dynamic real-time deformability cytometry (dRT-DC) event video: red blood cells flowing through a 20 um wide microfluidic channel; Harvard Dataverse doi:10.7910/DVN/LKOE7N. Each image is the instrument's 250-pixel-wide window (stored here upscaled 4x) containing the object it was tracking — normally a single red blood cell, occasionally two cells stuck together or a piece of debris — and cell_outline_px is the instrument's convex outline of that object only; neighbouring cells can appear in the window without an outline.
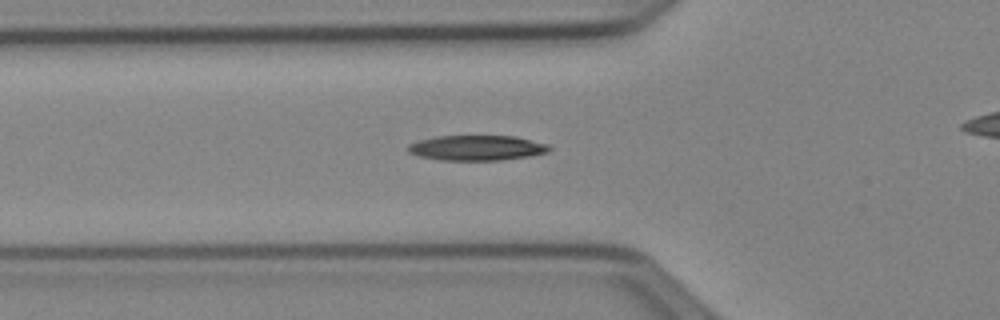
{"species": "Egyptian fruit bat (a non-hibernating species)", "species_latin": "Rousettus aegyptiacus", "temperature_condition": "cold", "stored_images_in_passage": 39, "camera_frame_rate_fps": 3000, "um_per_image_px": 0.085, "animal": {"sex": "female"}, "frame": {"image": 1, "passage_image": 12, "time_ms": 3.667, "image_size_px": [1000, 320], "cell_outline_px": [[552, 148], [548, 152], [528, 156], [500, 160], [444, 160], [420, 156], [408, 152], [408, 144], [420, 140], [436, 136], [516, 136], [548, 144]], "centroid_in_image_um": [40.55, 12.56], "position_along_channel_um": 85.2, "area_um2": 20.58}}
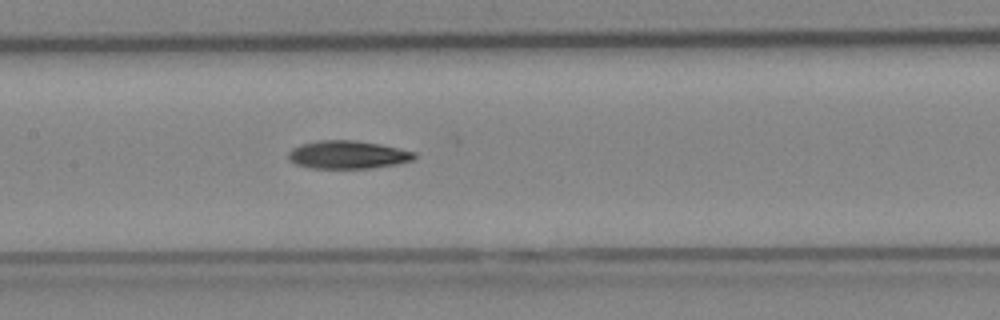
{"frame": {"image": 2, "passage_image": 19, "time_ms": 6.0, "image_size_px": [1000, 320], "cell_outline_px": [[416, 156], [412, 160], [396, 164], [368, 168], [308, 168], [296, 164], [288, 160], [288, 152], [292, 148], [300, 144], [320, 140], [356, 140], [380, 144], [416, 152]], "centroid_in_image_um": [29.52, 13.14], "position_along_channel_um": 177.9, "area_um2": 20.63}}
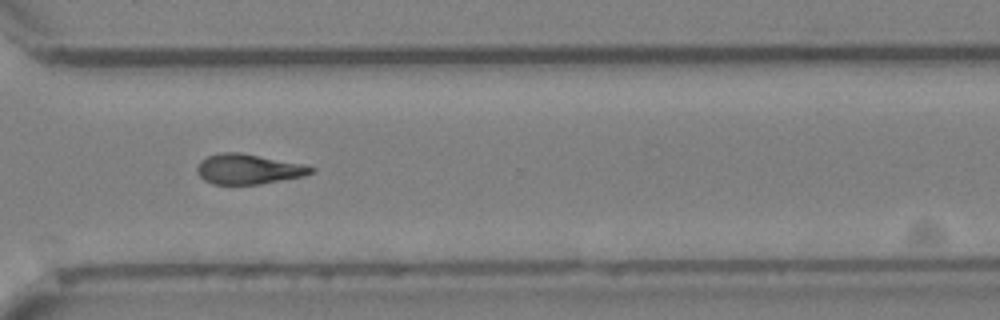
{"frame": {"image": 3, "passage_image": 32, "time_ms": 10.333, "image_size_px": [1000, 320], "cell_outline_px": [[316, 168], [312, 172], [304, 176], [260, 184], [212, 184], [204, 180], [196, 172], [196, 168], [200, 160], [208, 156], [220, 152], [240, 152], [304, 164]], "centroid_in_image_um": [21.09, 14.37], "position_along_channel_um": 349.5, "area_um2": 20.06}}